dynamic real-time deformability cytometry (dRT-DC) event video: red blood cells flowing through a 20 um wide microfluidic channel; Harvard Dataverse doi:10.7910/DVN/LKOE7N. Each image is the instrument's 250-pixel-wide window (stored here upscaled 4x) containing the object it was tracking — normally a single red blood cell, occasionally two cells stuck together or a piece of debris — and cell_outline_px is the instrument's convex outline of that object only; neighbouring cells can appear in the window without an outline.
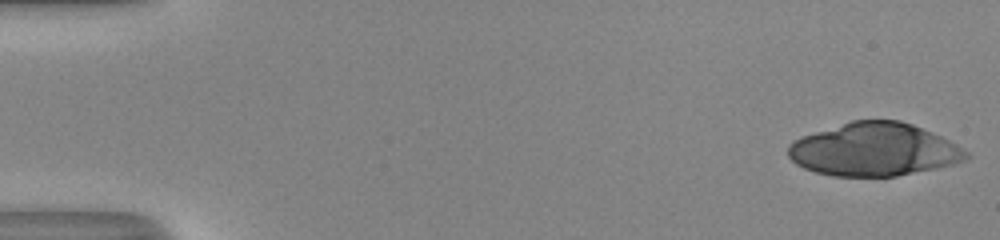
{"species": "human", "species_latin": "Homo sapiens", "temperature_condition": "room temperature", "stored_images_in_passage": 39, "camera_frame_rate_fps": 3000, "um_per_image_px": 0.085, "donor": {"sex": "male"}, "frame": {"image": 1, "passage_image": 1, "time_ms": 0.0, "image_size_px": [1000, 240], "cell_outline_px": [[972, 156], [964, 160], [952, 164], [936, 168], [896, 176], [832, 176], [816, 172], [804, 168], [796, 164], [788, 156], [788, 144], [792, 140], [800, 136], [852, 120], [900, 120], [912, 124], [932, 132], [956, 144], [968, 152]], "centroid_in_image_um": [74.27, 12.71], "position_along_channel_um": 10.7, "area_um2": 55.08}}